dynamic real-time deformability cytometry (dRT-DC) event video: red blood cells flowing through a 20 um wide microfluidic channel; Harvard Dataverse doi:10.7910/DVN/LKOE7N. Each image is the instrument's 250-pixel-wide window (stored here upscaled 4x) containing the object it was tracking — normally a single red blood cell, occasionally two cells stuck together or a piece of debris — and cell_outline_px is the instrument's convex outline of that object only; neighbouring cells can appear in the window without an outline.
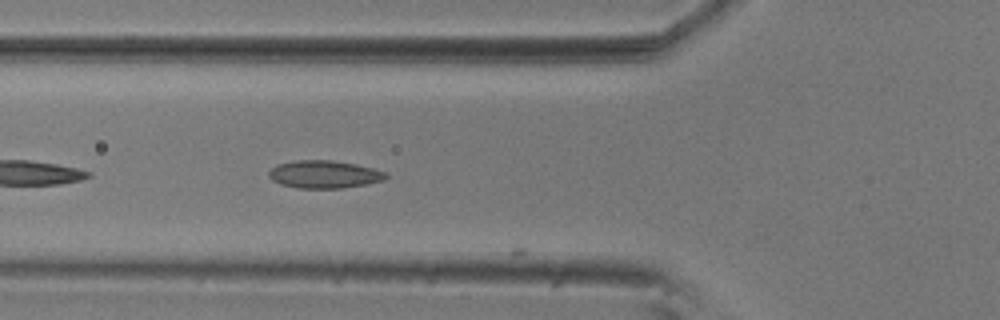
{"species": "common noctule bat (a hibernating species)", "species_latin": "Nyctalus noctula", "temperature_condition": "room temperature", "stored_images_in_passage": 6, "camera_frame_rate_fps": 3000, "um_per_image_px": 0.085, "animal": {"sex": "male", "body_mass_g": 20.5, "forearm_length_mm": 52.5}, "frame": {"image": 1, "passage_image": 5, "time_ms": 1.333, "image_size_px": [1000, 320], "cell_outline_px": [[388, 176], [384, 180], [368, 184], [344, 188], [296, 188], [280, 184], [272, 180], [268, 176], [268, 172], [276, 164], [292, 160], [332, 160], [356, 164], [372, 168], [384, 172]], "centroid_in_image_um": [27.52, 14.82], "position_along_channel_um": 98.3, "area_um2": 19.07}}